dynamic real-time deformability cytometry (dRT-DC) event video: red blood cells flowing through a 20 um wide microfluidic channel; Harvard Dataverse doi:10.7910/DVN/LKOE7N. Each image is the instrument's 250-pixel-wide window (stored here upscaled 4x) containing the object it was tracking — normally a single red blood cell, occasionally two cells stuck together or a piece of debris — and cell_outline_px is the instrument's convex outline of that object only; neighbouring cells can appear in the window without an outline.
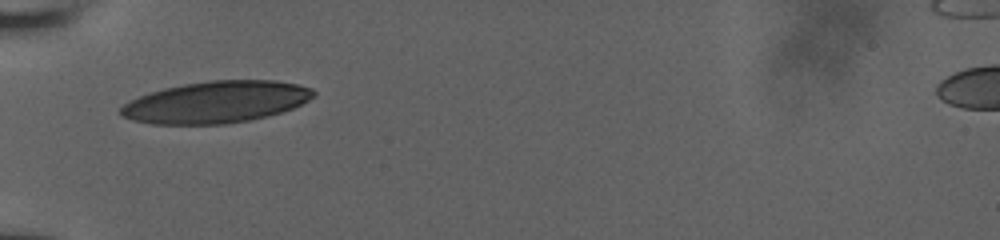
{"species": "human", "species_latin": "Homo sapiens", "temperature_condition": "room temperature", "stored_images_in_passage": 4, "camera_frame_rate_fps": 3000, "um_per_image_px": 0.085, "donor": {"sex": "male"}, "frame": {"image": 1, "passage_image": 1, "time_ms": 0.0, "image_size_px": [1000, 240], "cell_outline_px": [[316, 96], [292, 108], [268, 116], [248, 120], [224, 124], [152, 124], [132, 120], [124, 116], [120, 112], [120, 108], [124, 104], [140, 96], [164, 88], [184, 84], [208, 80], [276, 80], [296, 84], [312, 88], [316, 92]], "centroid_in_image_um": [18.4, 8.67], "position_along_channel_um": 66.6, "area_um2": 46.64}}
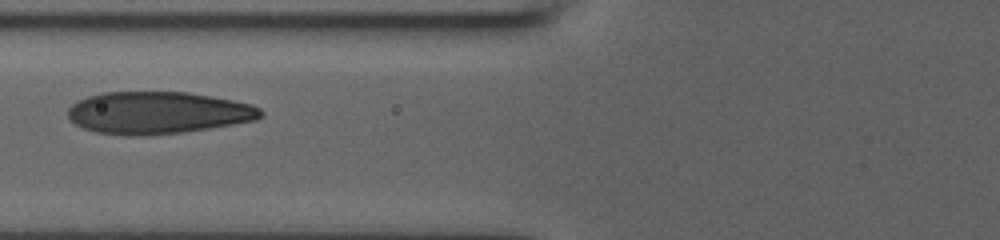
{"frame": {"image": 2, "passage_image": 3, "time_ms": 1.333, "image_size_px": [1000, 240], "cell_outline_px": [[264, 116], [256, 120], [208, 128], [180, 132], [136, 136], [128, 136], [96, 132], [84, 128], [76, 124], [68, 116], [68, 108], [72, 104], [88, 96], [104, 92], [188, 92], [212, 96], [232, 100], [248, 104], [260, 108], [264, 112]], "centroid_in_image_um": [13.42, 9.58], "position_along_channel_um": 112.4, "area_um2": 47.11}}